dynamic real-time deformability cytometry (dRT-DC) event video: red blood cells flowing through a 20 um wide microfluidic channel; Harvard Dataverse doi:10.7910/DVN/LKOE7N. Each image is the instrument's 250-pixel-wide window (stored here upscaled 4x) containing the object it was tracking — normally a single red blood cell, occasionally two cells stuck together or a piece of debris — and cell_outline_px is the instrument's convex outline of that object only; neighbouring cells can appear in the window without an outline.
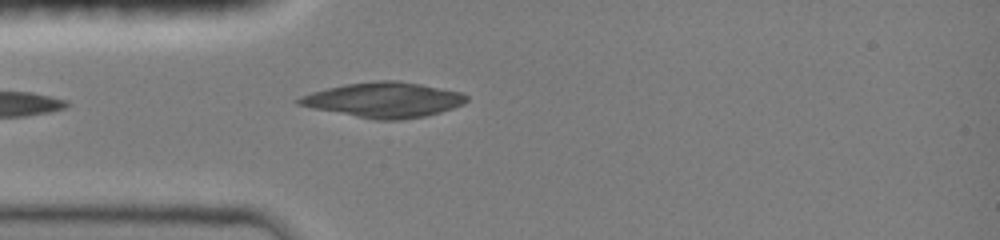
{"species": "common noctule bat (a hibernating species)", "species_latin": "Nyctalus noctula", "temperature_condition": "room temperature", "stored_images_in_passage": 8, "camera_frame_rate_fps": 3000, "um_per_image_px": 0.085, "animal": {"sex": "female", "body_mass_g": 19.0, "forearm_length_mm": 51.5}, "frame": {"image": 1, "passage_image": 8, "time_ms": 3.333, "image_size_px": [1000, 240], "cell_outline_px": [[468, 100], [464, 104], [440, 112], [424, 116], [400, 120], [376, 120], [312, 108], [296, 104], [292, 100], [300, 96], [312, 92], [344, 84], [380, 80], [396, 80], [420, 84], [460, 92], [468, 96]], "centroid_in_image_um": [32.59, 8.49], "position_along_channel_um": 52.4, "area_um2": 34.22}}